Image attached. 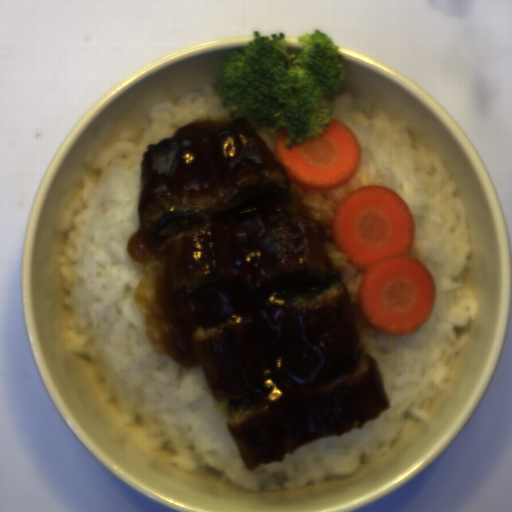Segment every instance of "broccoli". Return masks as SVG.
Here are the masks:
<instances>
[{
    "instance_id": "broccoli-1",
    "label": "broccoli",
    "mask_w": 512,
    "mask_h": 512,
    "mask_svg": "<svg viewBox=\"0 0 512 512\" xmlns=\"http://www.w3.org/2000/svg\"><path fill=\"white\" fill-rule=\"evenodd\" d=\"M252 35L243 49L227 56L215 78L217 96L232 121L243 117L273 139L285 127L289 149L293 142L324 134L334 118L330 95L345 81L340 49L317 29L297 39L299 52L289 50L285 33Z\"/></svg>"
}]
</instances>
